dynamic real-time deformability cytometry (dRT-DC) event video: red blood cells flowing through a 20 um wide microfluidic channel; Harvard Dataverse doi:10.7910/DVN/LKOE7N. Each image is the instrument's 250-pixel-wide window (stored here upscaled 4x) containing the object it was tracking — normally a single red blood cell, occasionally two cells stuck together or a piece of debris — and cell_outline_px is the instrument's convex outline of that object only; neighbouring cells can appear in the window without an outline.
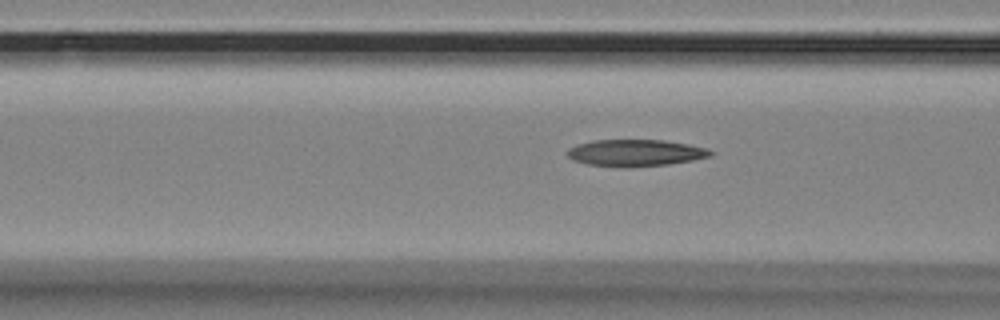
{"species": "Egyptian fruit bat (a non-hibernating species)", "species_latin": "Rousettus aegyptiacus", "temperature_condition": "room temperature", "stored_images_in_passage": 4, "segment_of_instrument_passage": [2, 2], "camera_frame_rate_fps": 3000, "um_per_image_px": 0.085, "animal": {"sex": "female"}, "frame": {"image": 1, "passage_image": 4, "time_ms": 1.0, "image_size_px": [1000, 320], "cell_outline_px": [[716, 152], [712, 156], [692, 160], [668, 164], [628, 168], [624, 168], [588, 164], [572, 160], [568, 156], [568, 148], [592, 140], [664, 140], [688, 144], [708, 148]], "centroid_in_image_um": [54.05, 13.0], "position_along_channel_um": 112.5, "area_um2": 22.48}}